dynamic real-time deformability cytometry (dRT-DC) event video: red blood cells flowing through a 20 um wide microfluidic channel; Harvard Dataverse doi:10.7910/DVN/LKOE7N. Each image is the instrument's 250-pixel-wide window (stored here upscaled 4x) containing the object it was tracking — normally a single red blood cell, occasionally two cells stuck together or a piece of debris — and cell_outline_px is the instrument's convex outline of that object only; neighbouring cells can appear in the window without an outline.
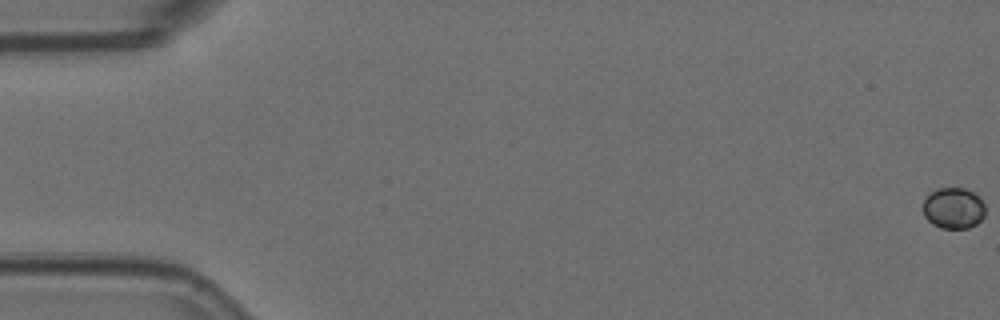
{"species": "Egyptian fruit bat (a non-hibernating species)", "species_latin": "Rousettus aegyptiacus", "temperature_condition": "room temperature", "stored_images_in_passage": 7, "camera_frame_rate_fps": 3000, "um_per_image_px": 0.085, "animal": {"sex": "female"}, "frame": {"image": 1, "passage_image": 1, "time_ms": 0.0, "image_size_px": [1000, 320], "cell_outline_px": [[984, 216], [976, 224], [968, 228], [940, 228], [932, 224], [924, 216], [924, 200], [936, 188], [964, 188], [972, 192], [984, 204]], "centroid_in_image_um": [81.03, 17.7], "position_along_channel_um": 4.0, "area_um2": 14.68}}